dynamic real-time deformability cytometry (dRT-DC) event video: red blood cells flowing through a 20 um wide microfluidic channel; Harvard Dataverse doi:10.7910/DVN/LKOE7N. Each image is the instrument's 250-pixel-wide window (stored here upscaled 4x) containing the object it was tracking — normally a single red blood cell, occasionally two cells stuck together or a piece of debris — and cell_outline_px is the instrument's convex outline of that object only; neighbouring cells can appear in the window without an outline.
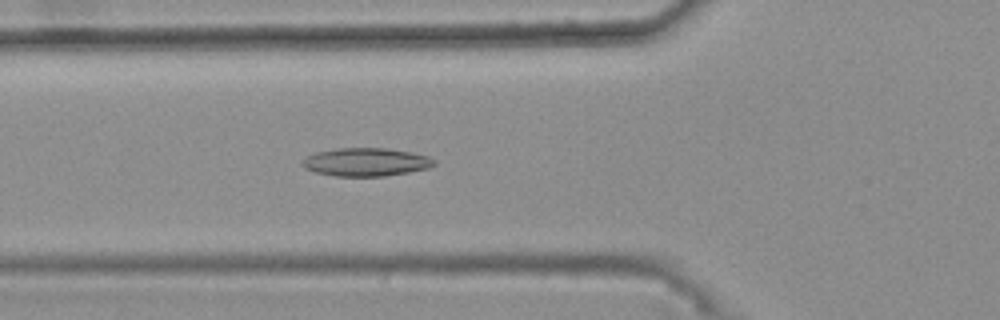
{"species": "common noctule bat (a hibernating species)", "species_latin": "Nyctalus noctula", "temperature_condition": "warm", "stored_images_in_passage": 46, "camera_frame_rate_fps": 3000, "um_per_image_px": 0.085, "animal": {"sex": "female", "body_mass_g": 25.1}, "frame": {"image": 1, "passage_image": 19, "time_ms": 6.0, "image_size_px": [1000, 320], "cell_outline_px": [[436, 164], [428, 168], [408, 172], [384, 176], [336, 176], [316, 172], [304, 168], [300, 164], [308, 156], [316, 152], [340, 148], [384, 148], [412, 152], [428, 156], [436, 160]], "centroid_in_image_um": [31.13, 13.77], "position_along_channel_um": 94.7, "area_um2": 21.56}}
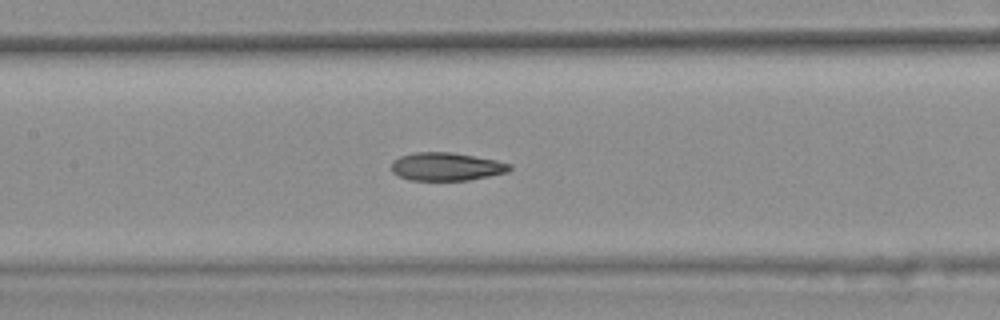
{"frame": {"image": 2, "passage_image": 25, "time_ms": 8.0, "image_size_px": [1000, 320], "cell_outline_px": [[512, 168], [508, 172], [468, 180], [408, 180], [392, 172], [392, 160], [400, 156], [412, 152], [452, 152], [496, 160], [512, 164]], "centroid_in_image_um": [37.93, 14.15], "position_along_channel_um": 169.5, "area_um2": 19.42}}
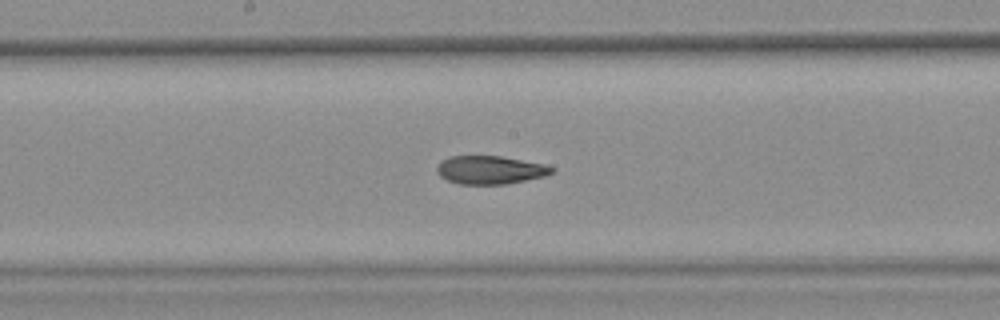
{"frame": {"image": 3, "passage_image": 28, "time_ms": 9.0, "image_size_px": [1000, 320], "cell_outline_px": [[556, 168], [552, 172], [544, 176], [504, 184], [456, 184], [440, 176], [436, 172], [436, 168], [440, 160], [448, 156], [500, 156], [544, 164]], "centroid_in_image_um": [41.6, 14.44], "position_along_channel_um": 206.6, "area_um2": 18.9}, "authors_computed_cell_mechanics": {"area_um2": 20.1722, "velocity_mm_per_s": 3.7237, "shape_relaxation_time_tau1_ms": null, "shape_relaxation_time_tau2_ms": 2.7588, "deformation_change_tau1": null, "deformation_change_tau2": 0.0964}}